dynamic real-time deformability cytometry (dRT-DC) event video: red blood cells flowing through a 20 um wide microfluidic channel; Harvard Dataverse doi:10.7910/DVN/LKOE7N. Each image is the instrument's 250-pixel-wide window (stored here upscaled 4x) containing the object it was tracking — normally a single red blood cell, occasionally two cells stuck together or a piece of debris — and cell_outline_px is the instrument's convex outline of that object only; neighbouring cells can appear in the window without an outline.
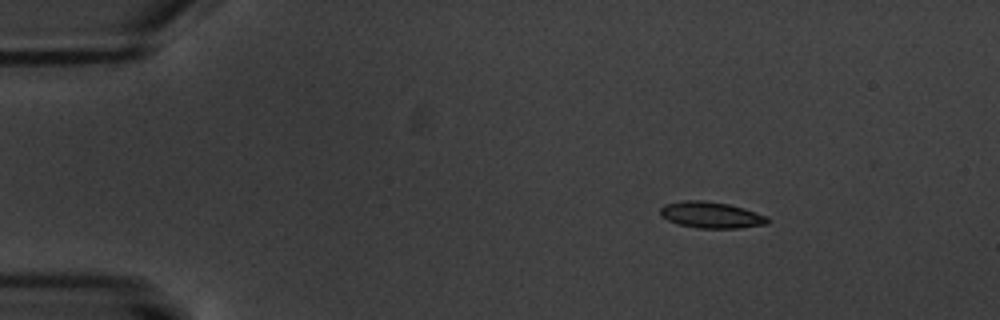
{"species": "common noctule bat (a hibernating species)", "species_latin": "Nyctalus noctula", "temperature_condition": "warm", "stored_images_in_passage": 4, "camera_frame_rate_fps": 3000, "um_per_image_px": 0.085, "animal": {"sex": "male", "body_mass_g": 20.1, "forearm_length_mm": 53.5}, "frame": {"image": 1, "passage_image": 2, "time_ms": 1.0, "image_size_px": [1000, 320], "cell_outline_px": [[768, 224], [740, 228], [696, 228], [680, 224], [668, 220], [660, 216], [660, 208], [664, 204], [680, 200], [704, 200], [728, 204], [744, 208], [768, 216]], "centroid_in_image_um": [60.43, 18.26], "position_along_channel_um": 24.6, "area_um2": 16.59}}
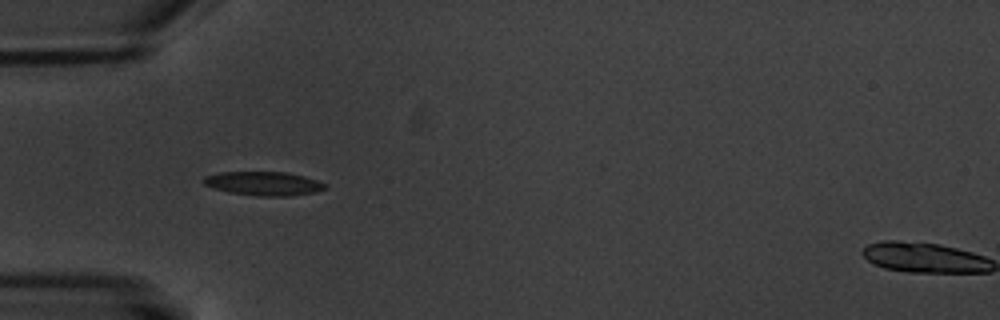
{"frame": {"image": 2, "passage_image": 4, "time_ms": 4.333, "image_size_px": [1000, 320], "cell_outline_px": [[328, 188], [316, 192], [288, 196], [260, 196], [228, 192], [204, 184], [200, 180], [204, 176], [220, 172], [288, 172], [304, 176], [328, 184]], "centroid_in_image_um": [22.43, 15.59], "position_along_channel_um": 62.6, "area_um2": 16.99}}